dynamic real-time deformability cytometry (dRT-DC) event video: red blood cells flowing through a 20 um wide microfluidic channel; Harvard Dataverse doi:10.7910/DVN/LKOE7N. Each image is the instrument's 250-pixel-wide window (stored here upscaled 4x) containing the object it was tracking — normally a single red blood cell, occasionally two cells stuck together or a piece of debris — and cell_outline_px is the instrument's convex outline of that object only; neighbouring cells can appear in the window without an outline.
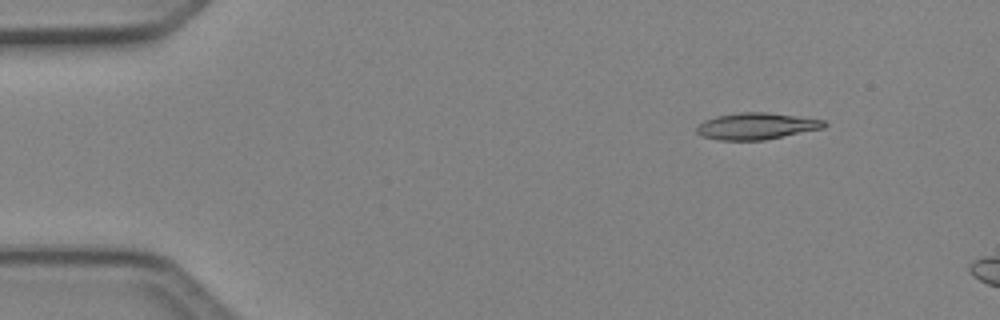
{"species": "Egyptian fruit bat (a non-hibernating species)", "species_latin": "Rousettus aegyptiacus", "temperature_condition": "cold", "stored_images_in_passage": 3, "camera_frame_rate_fps": 3000, "um_per_image_px": 0.085, "animal": {"sex": "female"}, "frame": {"image": 1, "passage_image": 1, "time_ms": 0.0, "image_size_px": [1000, 320], "cell_outline_px": [[828, 124], [824, 128], [764, 140], [720, 140], [704, 136], [696, 132], [696, 128], [704, 120], [716, 116], [740, 112], [768, 112], [824, 120]], "centroid_in_image_um": [64.31, 10.71], "position_along_channel_um": 20.7, "area_um2": 19.65}}